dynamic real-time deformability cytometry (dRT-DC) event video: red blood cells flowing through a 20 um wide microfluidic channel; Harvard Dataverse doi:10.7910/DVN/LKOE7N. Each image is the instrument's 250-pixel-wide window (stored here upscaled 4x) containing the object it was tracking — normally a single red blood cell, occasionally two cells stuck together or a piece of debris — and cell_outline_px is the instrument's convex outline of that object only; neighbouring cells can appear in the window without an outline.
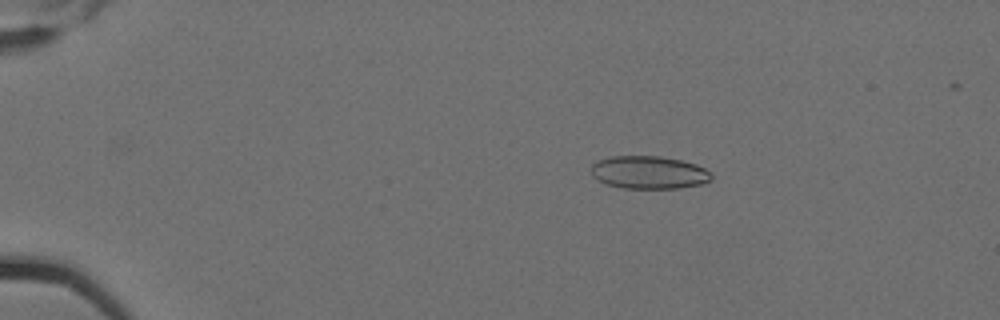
{"species": "Egyptian fruit bat (a non-hibernating species)", "species_latin": "Rousettus aegyptiacus", "temperature_condition": "cold", "stored_images_in_passage": 8, "camera_frame_rate_fps": 3000, "um_per_image_px": 0.085, "animal": {"sex": "female"}, "frame": {"image": 1, "passage_image": 4, "time_ms": 1.0, "image_size_px": [1000, 320], "cell_outline_px": [[712, 180], [700, 184], [680, 188], [624, 188], [604, 184], [592, 176], [592, 164], [596, 160], [612, 156], [660, 156], [680, 160], [696, 164], [712, 172]], "centroid_in_image_um": [55.15, 14.65], "position_along_channel_um": 29.8, "area_um2": 23.18}}